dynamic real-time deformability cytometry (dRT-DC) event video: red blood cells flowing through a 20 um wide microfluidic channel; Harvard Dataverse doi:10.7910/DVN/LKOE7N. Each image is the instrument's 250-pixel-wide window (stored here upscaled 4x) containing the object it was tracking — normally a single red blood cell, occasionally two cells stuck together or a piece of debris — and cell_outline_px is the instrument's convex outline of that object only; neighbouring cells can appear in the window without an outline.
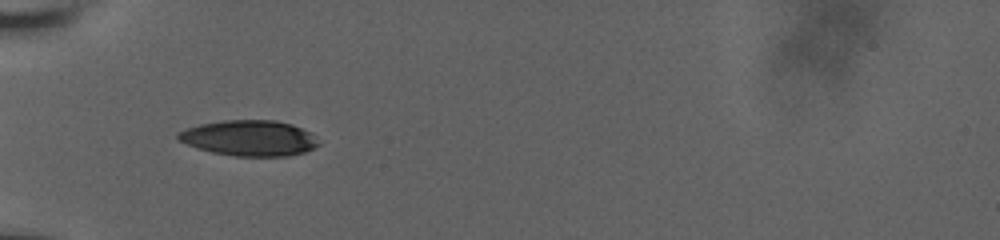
{"species": "human", "species_latin": "Homo sapiens", "temperature_condition": "room temperature", "stored_images_in_passage": 4, "camera_frame_rate_fps": 3000, "um_per_image_px": 0.085, "donor": {"sex": "male"}, "frame": {"image": 1, "passage_image": 2, "time_ms": 0.333, "image_size_px": [1000, 240], "cell_outline_px": [[320, 144], [304, 152], [288, 156], [236, 156], [212, 152], [196, 148], [176, 140], [176, 132], [200, 124], [224, 120], [276, 120], [292, 124], [312, 132]], "centroid_in_image_um": [21.18, 11.73], "position_along_channel_um": 63.8, "area_um2": 29.36}}